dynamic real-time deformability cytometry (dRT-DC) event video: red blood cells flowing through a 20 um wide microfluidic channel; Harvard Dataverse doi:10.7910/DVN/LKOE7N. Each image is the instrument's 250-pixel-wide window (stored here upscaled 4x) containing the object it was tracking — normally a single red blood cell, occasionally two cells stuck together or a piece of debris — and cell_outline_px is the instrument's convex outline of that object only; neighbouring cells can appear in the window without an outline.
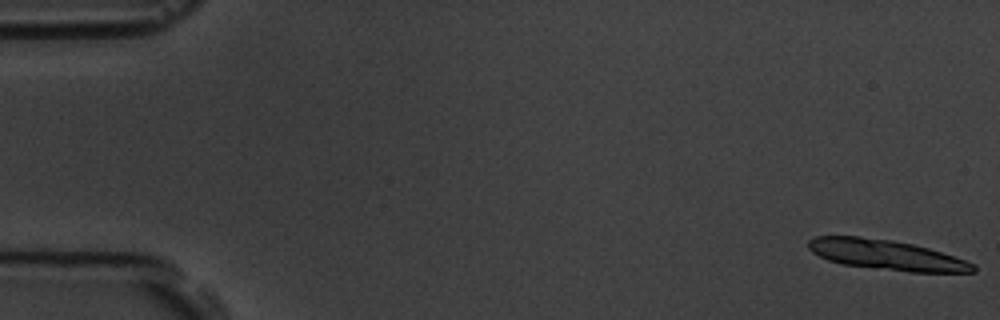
{"species": "common noctule bat (a hibernating species)", "species_latin": "Nyctalus noctula", "temperature_condition": "room temperature", "stored_images_in_passage": 6, "camera_frame_rate_fps": 3000, "um_per_image_px": 0.085, "animal": {"sex": "male", "body_mass_g": 19.5, "forearm_length_mm": 54.6}, "frame": {"image": 1, "passage_image": 1, "time_ms": 0.0, "image_size_px": [1000, 320], "cell_outline_px": [[976, 272], [912, 272], [844, 264], [828, 260], [812, 252], [808, 248], [808, 240], [816, 236], [860, 236], [892, 240], [912, 244], [928, 248], [976, 264]], "centroid_in_image_um": [75.33, 21.65], "position_along_channel_um": 9.7, "area_um2": 28.55}}